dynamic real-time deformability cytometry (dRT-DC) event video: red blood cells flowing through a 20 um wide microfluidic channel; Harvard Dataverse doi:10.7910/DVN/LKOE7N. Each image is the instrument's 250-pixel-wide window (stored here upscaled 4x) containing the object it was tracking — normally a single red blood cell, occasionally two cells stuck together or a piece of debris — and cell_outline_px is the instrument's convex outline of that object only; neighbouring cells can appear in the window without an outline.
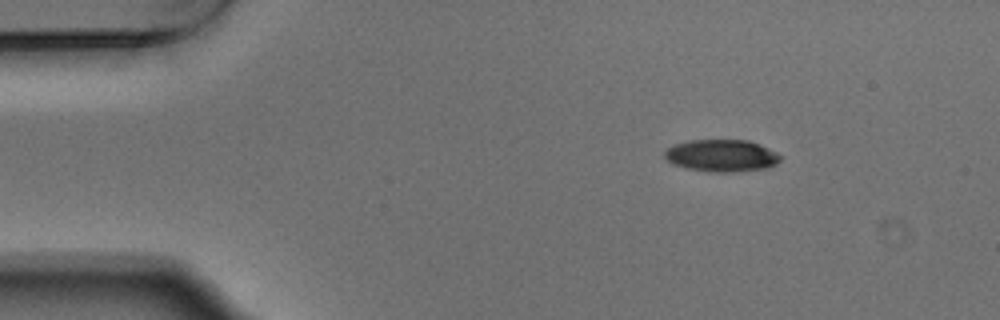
{"species": "Egyptian fruit bat (a non-hibernating species)", "species_latin": "Rousettus aegyptiacus", "temperature_condition": "warm", "stored_images_in_passage": 47, "camera_frame_rate_fps": 3000, "um_per_image_px": 0.085, "animal": {"sex": "male"}, "frame": {"image": 1, "passage_image": 1, "time_ms": 0.0, "image_size_px": [1000, 320], "cell_outline_px": [[780, 160], [776, 164], [768, 168], [736, 172], [712, 172], [684, 168], [672, 164], [664, 156], [664, 152], [668, 148], [676, 144], [688, 140], [748, 140], [776, 152], [780, 156]], "centroid_in_image_um": [61.32, 13.24], "position_along_channel_um": 23.7, "area_um2": 21.68}}
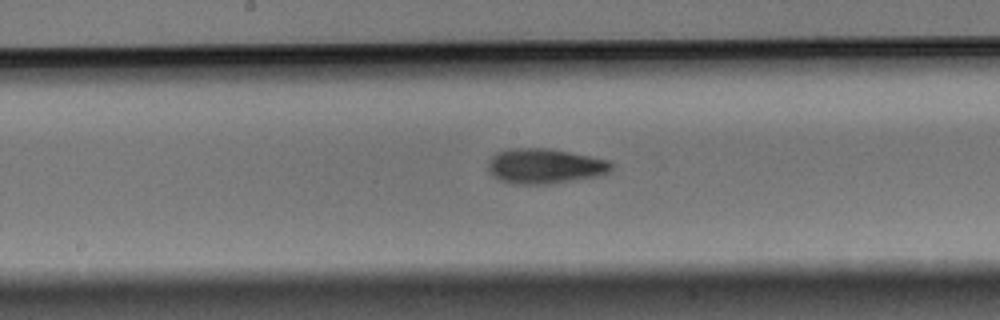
{"frame": {"image": 2, "passage_image": 21, "time_ms": 6.667, "image_size_px": [1000, 320], "cell_outline_px": [[612, 168], [608, 172], [596, 176], [552, 184], [512, 184], [500, 180], [492, 176], [488, 172], [488, 164], [492, 156], [496, 152], [508, 148], [548, 148], [608, 160], [612, 164]], "centroid_in_image_um": [46.25, 14.12], "position_along_channel_um": 202.0, "area_um2": 25.2}}
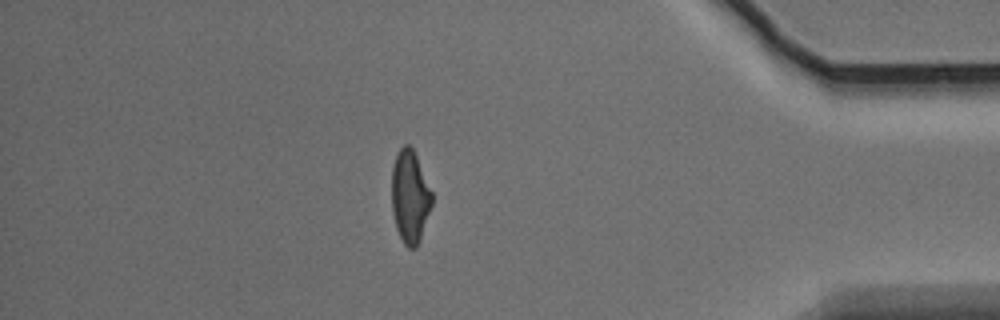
{"frame": {"image": 3, "passage_image": 40, "time_ms": 13.0, "image_size_px": [1000, 320], "cell_outline_px": [[432, 204], [420, 240], [416, 248], [408, 248], [404, 244], [396, 228], [392, 212], [392, 168], [396, 156], [400, 148], [404, 144], [408, 144], [412, 148], [416, 156], [432, 192]], "centroid_in_image_um": [34.84, 16.73], "position_along_channel_um": 400.4, "area_um2": 21.56}, "authors_computed_cell_mechanics": {"area_um2": 22.831, "velocity_mm_per_s": 3.7336, "shape_relaxation_time_tau1_ms": 6.537, "shape_relaxation_time_tau2_ms": 4.4712, "deformation_change_tau1": 0.1975, "deformation_change_tau2": 0.133}}